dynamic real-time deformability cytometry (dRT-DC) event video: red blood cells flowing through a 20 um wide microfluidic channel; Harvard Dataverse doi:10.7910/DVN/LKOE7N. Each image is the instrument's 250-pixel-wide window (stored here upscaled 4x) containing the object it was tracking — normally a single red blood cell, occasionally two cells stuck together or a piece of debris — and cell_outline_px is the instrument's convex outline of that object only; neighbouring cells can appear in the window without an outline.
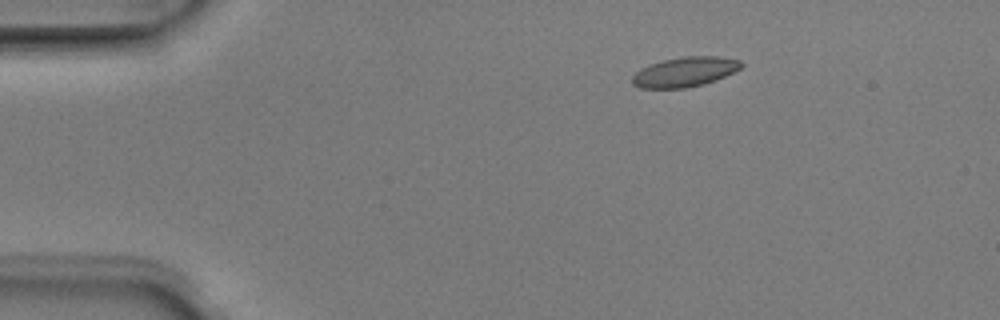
{"species": "Egyptian fruit bat (a non-hibernating species)", "species_latin": "Rousettus aegyptiacus", "temperature_condition": "room temperature", "stored_images_in_passage": 4, "camera_frame_rate_fps": 3000, "um_per_image_px": 0.085, "animal": {"sex": "male"}, "frame": {"image": 1, "passage_image": 2, "time_ms": 0.333, "image_size_px": [1000, 320], "cell_outline_px": [[744, 64], [740, 68], [716, 80], [704, 84], [684, 88], [640, 88], [632, 84], [632, 76], [640, 68], [664, 60], [684, 56], [716, 56], [740, 60]], "centroid_in_image_um": [58.2, 6.11], "position_along_channel_um": 26.8, "area_um2": 18.79}}
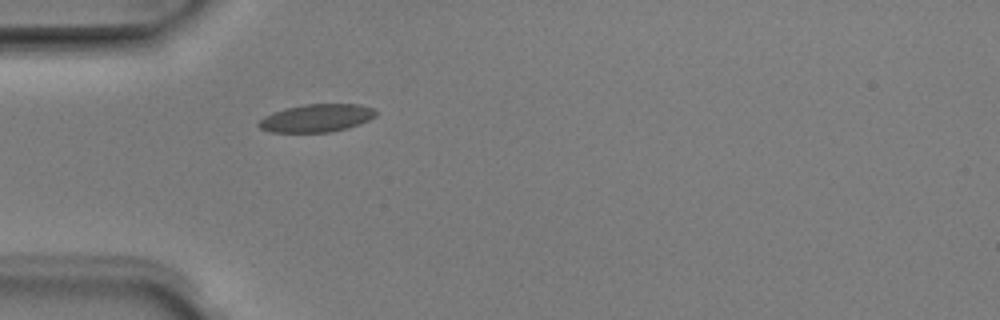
{"frame": {"image": 2, "passage_image": 4, "time_ms": 1.0, "image_size_px": [1000, 320], "cell_outline_px": [[376, 116], [368, 120], [348, 128], [328, 132], [268, 132], [260, 128], [256, 124], [264, 116], [272, 112], [284, 108], [304, 104], [360, 104], [372, 108], [376, 112]], "centroid_in_image_um": [26.87, 10.03], "position_along_channel_um": 58.1, "area_um2": 19.07}}